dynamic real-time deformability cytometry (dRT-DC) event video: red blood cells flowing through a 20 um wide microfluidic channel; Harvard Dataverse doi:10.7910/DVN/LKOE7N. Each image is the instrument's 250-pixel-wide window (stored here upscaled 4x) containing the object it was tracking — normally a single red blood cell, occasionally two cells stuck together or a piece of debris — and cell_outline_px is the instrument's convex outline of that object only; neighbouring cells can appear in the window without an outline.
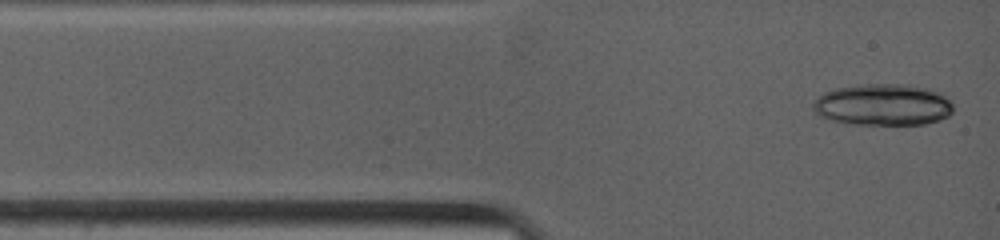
{"species": "common noctule bat (a hibernating species)", "species_latin": "Nyctalus noctula", "temperature_condition": "warm", "stored_images_in_passage": 5, "camera_frame_rate_fps": 4500, "um_per_image_px": 0.085, "animal": {"sex": "female", "body_mass_g": 19.0, "forearm_length_mm": 53.3}, "frame": {"image": 1, "passage_image": 1, "time_ms": 0.0, "image_size_px": [1000, 240], "cell_outline_px": [[952, 112], [948, 116], [940, 120], [924, 124], [848, 124], [832, 120], [820, 116], [812, 108], [812, 104], [824, 92], [836, 88], [860, 84], [908, 84], [928, 88], [940, 92], [952, 104]], "centroid_in_image_um": [75.06, 8.9], "position_along_channel_um": 9.9, "area_um2": 34.04}}